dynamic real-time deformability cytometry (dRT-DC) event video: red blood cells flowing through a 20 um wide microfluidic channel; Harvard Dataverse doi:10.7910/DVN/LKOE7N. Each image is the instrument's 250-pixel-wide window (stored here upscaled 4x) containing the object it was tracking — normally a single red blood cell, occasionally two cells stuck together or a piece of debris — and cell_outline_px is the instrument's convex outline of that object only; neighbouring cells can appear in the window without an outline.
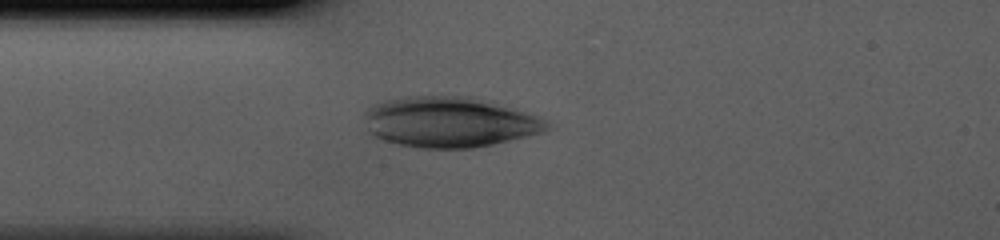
{"species": "human", "species_latin": "Homo sapiens", "temperature_condition": "cold", "stored_images_in_passage": 33, "camera_frame_rate_fps": 3000, "um_per_image_px": 0.085, "donor": {"sex": "male"}, "frame": {"image": 1, "passage_image": 1, "time_ms": 0.0, "image_size_px": [1000, 240], "cell_outline_px": [[548, 128], [540, 132], [492, 144], [472, 148], [420, 148], [396, 144], [372, 136], [364, 132], [364, 112], [372, 104], [384, 100], [408, 96], [460, 96], [536, 116], [544, 120], [548, 124]], "centroid_in_image_um": [37.98, 10.4], "position_along_channel_um": 47.0, "area_um2": 52.71}}
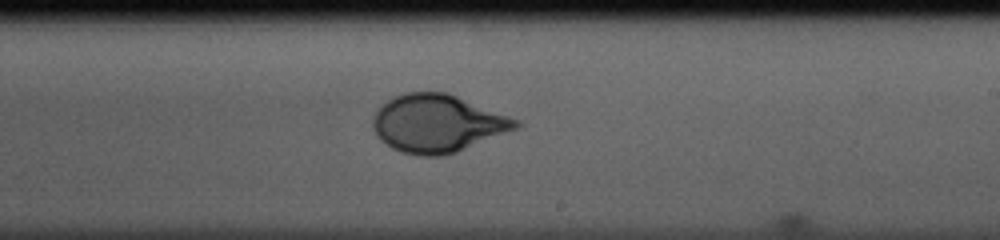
{"frame": {"image": 2, "passage_image": 16, "time_ms": 5.0, "image_size_px": [1000, 240], "cell_outline_px": [[524, 124], [520, 128], [456, 152], [444, 156], [420, 156], [400, 152], [392, 148], [380, 140], [376, 136], [372, 128], [372, 120], [376, 112], [388, 100], [404, 92], [448, 92], [520, 120]], "centroid_in_image_um": [37.22, 10.5], "position_along_channel_um": 251.8, "area_um2": 48.44}}
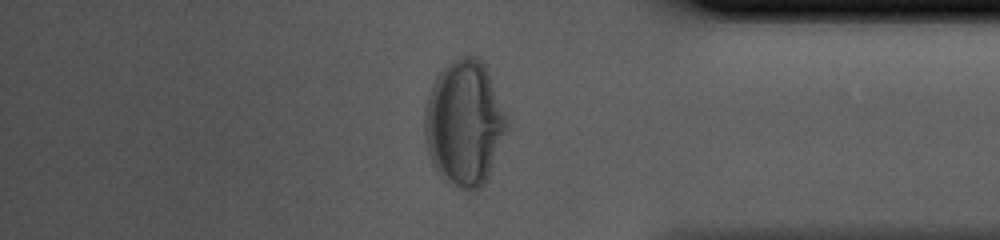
{"frame": {"image": 3, "passage_image": 27, "time_ms": 8.667, "image_size_px": [1000, 240], "cell_outline_px": [[508, 128], [488, 176], [484, 184], [480, 188], [468, 192], [460, 188], [440, 176], [436, 172], [432, 164], [428, 152], [424, 136], [424, 116], [428, 96], [432, 84], [436, 76], [456, 56], [480, 56], [488, 72], [508, 120]], "centroid_in_image_um": [39.45, 10.46], "position_along_channel_um": 395.7, "area_um2": 60.11}}